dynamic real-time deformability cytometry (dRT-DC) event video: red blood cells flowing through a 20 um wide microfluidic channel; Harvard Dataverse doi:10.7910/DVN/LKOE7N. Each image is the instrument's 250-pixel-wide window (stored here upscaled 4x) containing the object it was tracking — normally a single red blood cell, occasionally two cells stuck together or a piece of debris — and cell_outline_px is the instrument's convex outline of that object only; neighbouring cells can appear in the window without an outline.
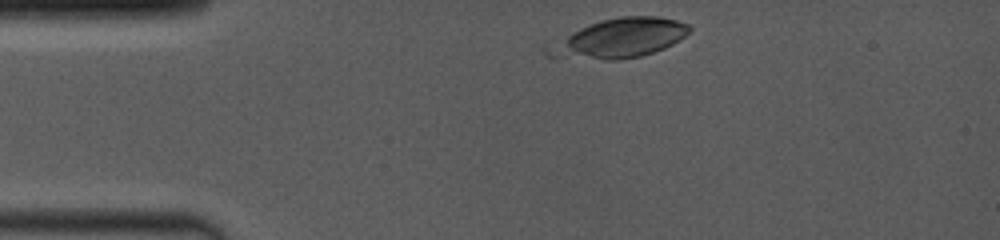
{"species": "common noctule bat (a hibernating species)", "species_latin": "Nyctalus noctula", "temperature_condition": "room temperature", "stored_images_in_passage": 3, "camera_frame_rate_fps": 4000, "um_per_image_px": 0.085, "animal": {"sex": "female", "body_mass_g": 19.0, "forearm_length_mm": 53.3}, "frame": {"image": 1, "passage_image": 1, "time_ms": 0.0, "image_size_px": [1000, 240], "cell_outline_px": [[692, 28], [684, 36], [672, 44], [664, 48], [640, 56], [616, 60], [612, 60], [592, 56], [580, 52], [572, 48], [560, 40], [572, 32], [580, 28], [600, 20], [620, 16], [656, 16], [676, 20], [688, 24]], "centroid_in_image_um": [53.24, 3.1], "position_along_channel_um": 31.8, "area_um2": 28.21}}